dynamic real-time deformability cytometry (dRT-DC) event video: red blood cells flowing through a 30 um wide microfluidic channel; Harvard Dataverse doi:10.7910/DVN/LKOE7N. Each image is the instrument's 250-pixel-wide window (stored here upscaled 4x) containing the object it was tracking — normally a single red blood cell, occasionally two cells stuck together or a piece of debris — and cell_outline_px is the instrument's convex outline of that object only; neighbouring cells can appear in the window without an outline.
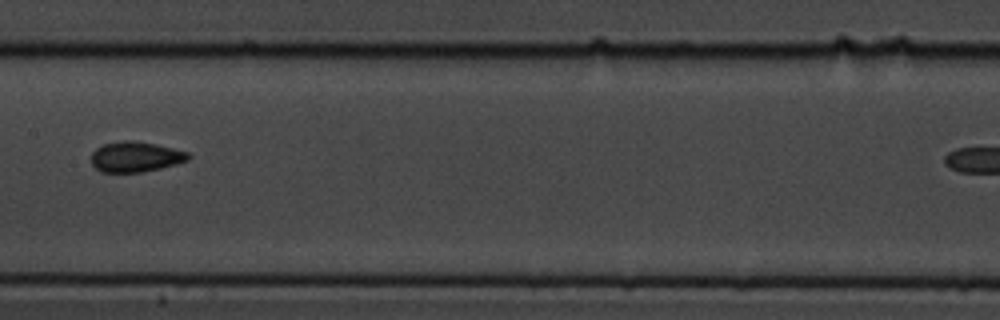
{"species": "common noctule bat (a hibernating species)", "species_latin": "Nyctalus noctula", "temperature_condition": "cold", "stored_images_in_passage": 17, "camera_frame_rate_fps": 3000, "um_per_image_px": 0.085, "animal": {"sex": "male", "body_mass_g": 19.5, "forearm_length_mm": 54.6}, "frame": {"image": 1, "passage_image": 10, "time_ms": 3.0, "image_size_px": [1000, 320], "cell_outline_px": [[192, 156], [188, 160], [176, 164], [160, 168], [140, 172], [100, 172], [92, 164], [92, 152], [96, 148], [104, 144], [124, 140], [136, 140], [156, 144], [188, 152]], "centroid_in_image_um": [11.53, 13.32], "position_along_channel_um": 195.9, "area_um2": 17.17}}
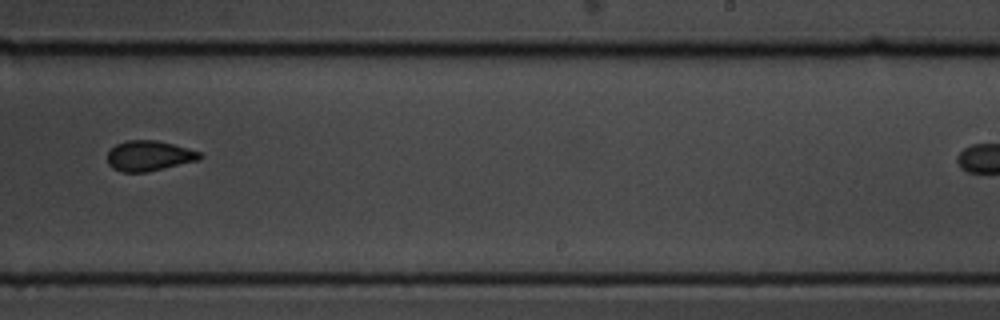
{"frame": {"image": 2, "passage_image": 12, "time_ms": 3.667, "image_size_px": [1000, 320], "cell_outline_px": [[204, 156], [200, 160], [148, 172], [120, 172], [112, 168], [108, 164], [108, 152], [116, 144], [124, 140], [156, 140], [172, 144], [200, 152]], "centroid_in_image_um": [12.67, 13.25], "position_along_channel_um": 276.3, "area_um2": 16.42}}